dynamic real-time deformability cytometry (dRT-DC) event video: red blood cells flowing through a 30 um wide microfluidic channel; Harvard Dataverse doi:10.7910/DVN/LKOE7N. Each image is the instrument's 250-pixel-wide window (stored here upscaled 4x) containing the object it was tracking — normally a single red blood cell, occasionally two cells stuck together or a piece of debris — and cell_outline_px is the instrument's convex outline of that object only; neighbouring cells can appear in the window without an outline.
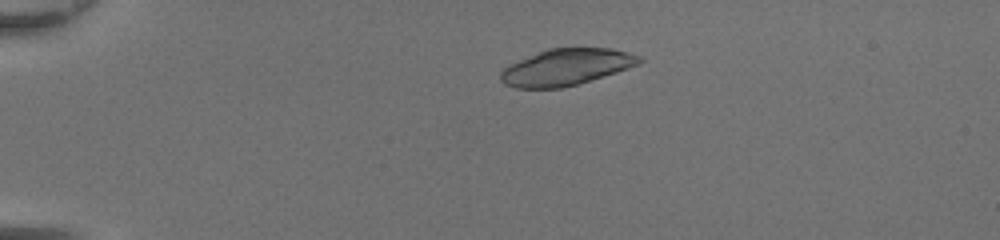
{"species": "common noctule bat (a hibernating species)", "species_latin": "Nyctalus noctula", "temperature_condition": "room temperature", "stored_images_in_passage": 48, "camera_frame_rate_fps": 3000, "um_per_image_px": 0.085, "animal": {"sex": "female", "body_mass_g": 20.0, "forearm_length_mm": 54.0}, "frame": {"image": 1, "passage_image": 11, "time_ms": 3.333, "image_size_px": [1000, 240], "cell_outline_px": [[644, 60], [640, 64], [616, 72], [576, 84], [560, 88], [516, 88], [504, 84], [500, 80], [500, 72], [504, 68], [520, 60], [548, 48], [612, 48], [628, 52], [640, 56]], "centroid_in_image_um": [48.15, 5.7], "position_along_channel_um": 36.9, "area_um2": 29.19}}